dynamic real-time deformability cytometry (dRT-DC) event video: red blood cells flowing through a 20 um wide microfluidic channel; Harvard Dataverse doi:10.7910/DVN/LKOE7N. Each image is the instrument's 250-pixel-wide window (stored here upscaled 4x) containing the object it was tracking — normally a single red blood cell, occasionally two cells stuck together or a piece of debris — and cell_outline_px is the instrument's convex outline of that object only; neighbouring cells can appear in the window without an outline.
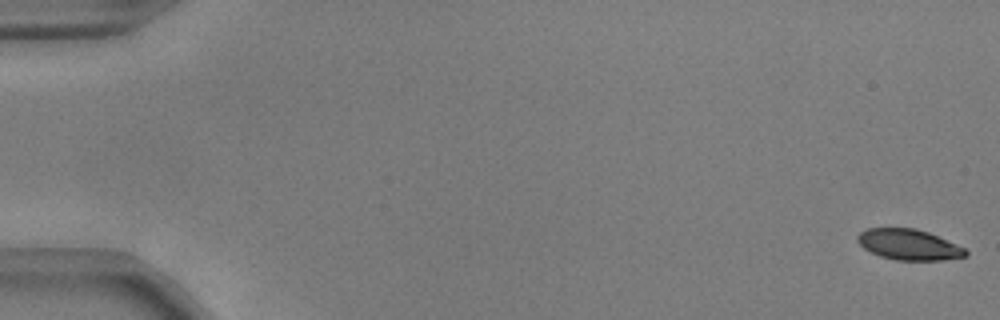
{"species": "common noctule bat (a hibernating species)", "species_latin": "Nyctalus noctula", "temperature_condition": "warm", "stored_images_in_passage": 55, "camera_frame_rate_fps": 3000, "um_per_image_px": 0.085, "animal": {"sex": "male", "body_mass_g": 17.9, "forearm_length_mm": 54.2}, "frame": {"image": 1, "passage_image": 1, "time_ms": 0.0, "image_size_px": [1000, 320], "cell_outline_px": [[968, 256], [940, 260], [896, 260], [880, 256], [864, 248], [856, 240], [856, 236], [860, 232], [868, 228], [916, 228], [928, 232], [964, 248], [968, 252]], "centroid_in_image_um": [77.23, 20.79], "position_along_channel_um": 7.8, "area_um2": 19.19}}
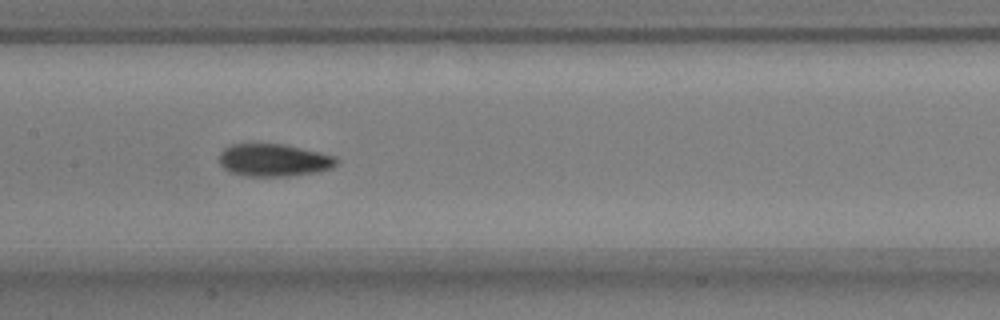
{"frame": {"image": 2, "passage_image": 28, "time_ms": 9.0, "image_size_px": [1000, 320], "cell_outline_px": [[340, 160], [332, 168], [320, 172], [288, 176], [248, 176], [228, 172], [220, 164], [220, 152], [224, 148], [232, 144], [284, 144], [320, 152], [336, 156]], "centroid_in_image_um": [23.31, 13.62], "position_along_channel_um": 184.1, "area_um2": 22.43}}
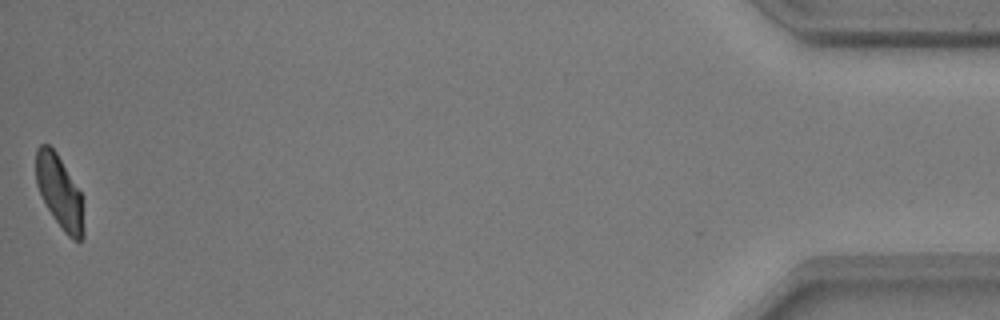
{"frame": {"image": 3, "passage_image": 55, "time_ms": 18.0, "image_size_px": [1000, 320], "cell_outline_px": [[84, 236], [80, 240], [72, 240], [64, 232], [52, 216], [36, 184], [36, 148], [40, 144], [48, 144], [56, 152], [80, 192], [84, 232]], "centroid_in_image_um": [5.04, 16.32], "position_along_channel_um": 430.2, "area_um2": 19.88}, "authors_computed_cell_mechanics": {"area_um2": 21.386, "velocity_mm_per_s": 3.7178, "shape_relaxation_time_tau1_ms": 3.7827, "shape_relaxation_time_tau2_ms": 2.3144, "deformation_change_tau1": 0.1373, "deformation_change_tau2": 0.0684}}